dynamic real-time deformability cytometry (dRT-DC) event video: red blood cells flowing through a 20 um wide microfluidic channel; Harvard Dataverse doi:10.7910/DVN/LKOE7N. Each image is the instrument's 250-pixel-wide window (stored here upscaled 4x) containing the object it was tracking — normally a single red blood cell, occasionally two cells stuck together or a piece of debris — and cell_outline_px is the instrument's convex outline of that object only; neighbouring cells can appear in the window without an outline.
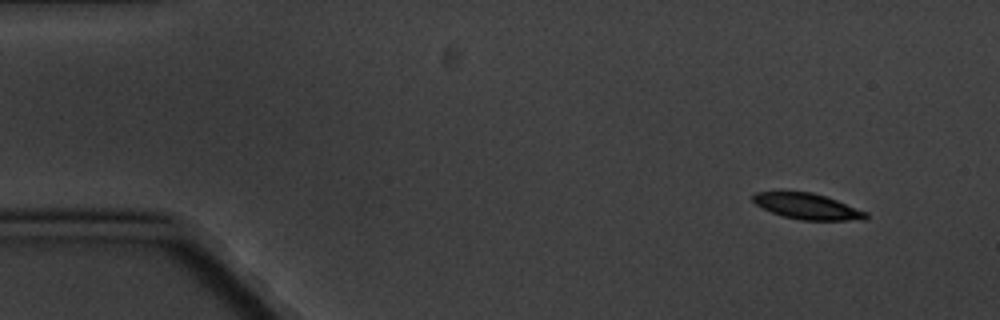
{"species": "common noctule bat (a hibernating species)", "species_latin": "Nyctalus noctula", "temperature_condition": "cold", "stored_images_in_passage": 5, "segment_of_instrument_passage": [1, 2], "camera_frame_rate_fps": 3000, "um_per_image_px": 0.085, "animal": {"sex": "male", "body_mass_g": 20.1, "forearm_length_mm": 53.5}, "frame": {"image": 1, "passage_image": 1, "time_ms": 0.0, "image_size_px": [1000, 320], "cell_outline_px": [[868, 216], [864, 220], [800, 220], [784, 216], [772, 212], [756, 204], [752, 200], [752, 196], [756, 192], [812, 192], [836, 200], [868, 212]], "centroid_in_image_um": [68.65, 17.55], "position_along_channel_um": 16.4, "area_um2": 16.76}}
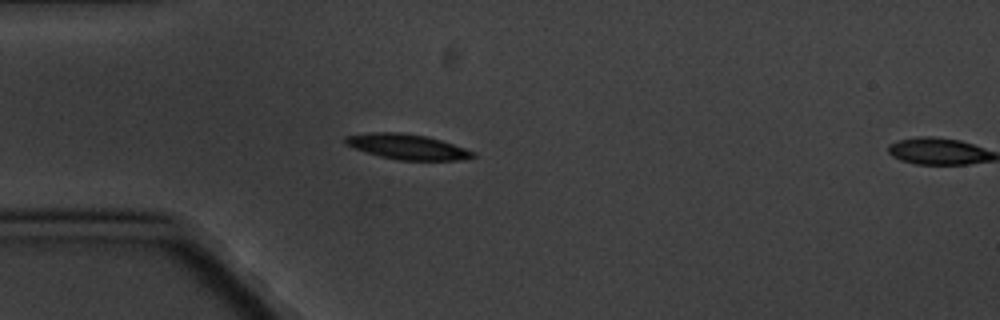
{"frame": {"image": 2, "passage_image": 4, "time_ms": 3.667, "image_size_px": [1000, 320], "cell_outline_px": [[476, 156], [460, 160], [396, 160], [380, 156], [344, 144], [344, 136], [368, 132], [400, 132], [428, 136], [476, 152]], "centroid_in_image_um": [34.6, 12.46], "position_along_channel_um": 50.4, "area_um2": 18.73}}